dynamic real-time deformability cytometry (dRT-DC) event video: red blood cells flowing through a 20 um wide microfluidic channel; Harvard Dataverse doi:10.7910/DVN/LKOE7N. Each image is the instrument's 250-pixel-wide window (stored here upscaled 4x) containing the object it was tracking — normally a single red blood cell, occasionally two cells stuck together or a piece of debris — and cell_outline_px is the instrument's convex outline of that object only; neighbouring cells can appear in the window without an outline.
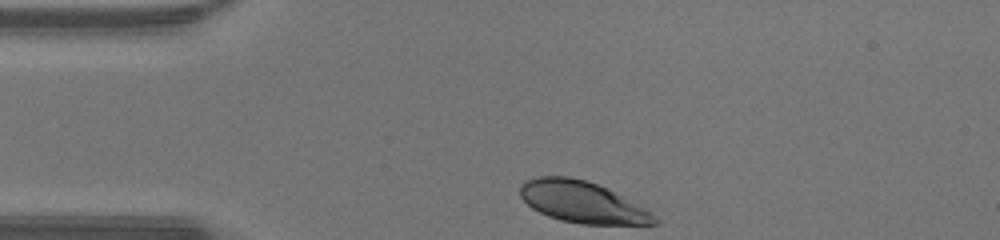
{"species": "human", "species_latin": "Homo sapiens", "temperature_condition": "warm", "stored_images_in_passage": 29, "camera_frame_rate_fps": 3000, "um_per_image_px": 0.085, "donor": {"sex": "male"}, "frame": {"image": 1, "passage_image": 1, "time_ms": 0.0, "image_size_px": [1000, 240], "cell_outline_px": [[660, 224], [580, 224], [560, 220], [548, 216], [532, 208], [520, 196], [520, 184], [524, 180], [536, 176], [568, 176], [584, 180], [608, 188], [648, 208], [660, 220]], "centroid_in_image_um": [49.53, 17.17], "position_along_channel_um": 35.5, "area_um2": 32.83}}
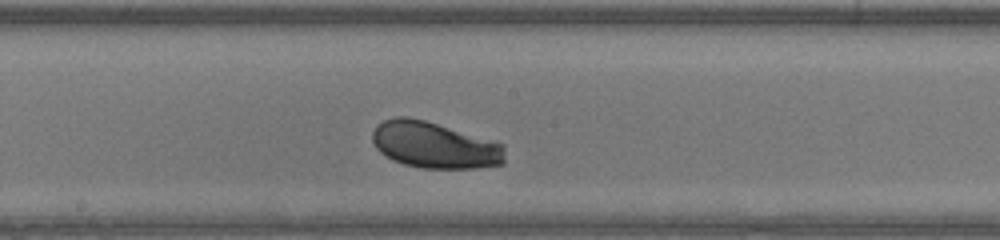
{"frame": {"image": 2, "passage_image": 16, "time_ms": 5.0, "image_size_px": [1000, 240], "cell_outline_px": [[504, 164], [476, 168], [424, 168], [404, 164], [392, 160], [384, 156], [376, 148], [372, 140], [372, 132], [376, 124], [384, 120], [396, 116], [404, 116], [424, 120], [492, 140], [504, 144]], "centroid_in_image_um": [36.9, 12.33], "position_along_channel_um": 211.3, "area_um2": 35.89}}
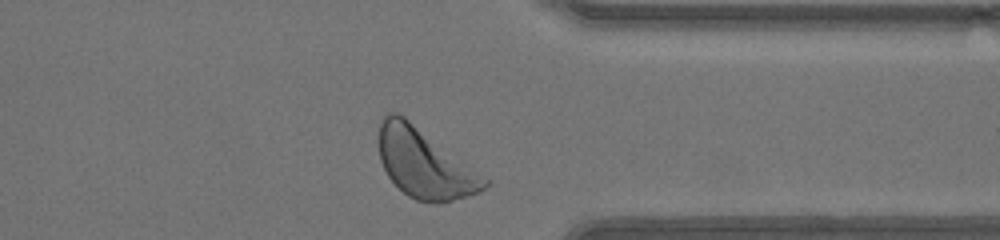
{"frame": {"image": 3, "passage_image": 28, "time_ms": 9.0, "image_size_px": [1000, 240], "cell_outline_px": [[488, 184], [484, 188], [476, 192], [452, 200], [416, 200], [408, 196], [388, 176], [380, 160], [380, 124], [384, 116], [388, 112], [396, 112], [404, 116], [488, 180]], "centroid_in_image_um": [36.03, 13.86], "position_along_channel_um": 375.4, "area_um2": 40.75}, "authors_computed_cell_mechanics": {"area_um2": 35.8938, "velocity_mm_per_s": 4.272, "shape_relaxation_time_tau1_ms": 1.199, "shape_relaxation_time_tau2_ms": null, "deformation_change_tau1": 0.088, "deformation_change_tau2": null}}